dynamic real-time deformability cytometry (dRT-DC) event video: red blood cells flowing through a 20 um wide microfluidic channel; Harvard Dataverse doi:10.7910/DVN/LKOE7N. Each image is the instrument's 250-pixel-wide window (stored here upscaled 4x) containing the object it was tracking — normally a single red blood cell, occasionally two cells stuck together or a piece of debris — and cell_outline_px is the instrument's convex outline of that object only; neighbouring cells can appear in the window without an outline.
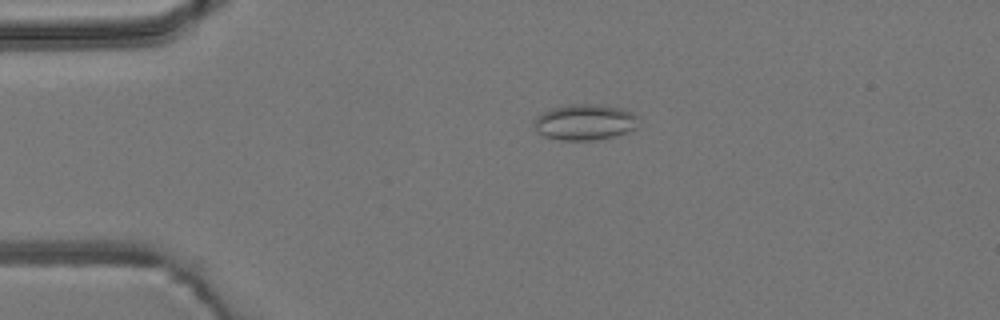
{"species": "common noctule bat (a hibernating species)", "species_latin": "Nyctalus noctula", "temperature_condition": "room temperature", "stored_images_in_passage": 4, "camera_frame_rate_fps": 3000, "um_per_image_px": 0.085, "animal": {"sex": "male", "body_mass_g": 19.2, "forearm_length_mm": 51.8}, "frame": {"image": 1, "passage_image": 3, "time_ms": 2.333, "image_size_px": [1000, 320], "cell_outline_px": [[636, 128], [616, 136], [596, 140], [560, 140], [544, 136], [532, 124], [536, 116], [552, 108], [572, 104], [604, 104], [620, 108], [632, 112], [636, 116]], "centroid_in_image_um": [49.7, 10.38], "position_along_channel_um": 35.3, "area_um2": 21.79}}